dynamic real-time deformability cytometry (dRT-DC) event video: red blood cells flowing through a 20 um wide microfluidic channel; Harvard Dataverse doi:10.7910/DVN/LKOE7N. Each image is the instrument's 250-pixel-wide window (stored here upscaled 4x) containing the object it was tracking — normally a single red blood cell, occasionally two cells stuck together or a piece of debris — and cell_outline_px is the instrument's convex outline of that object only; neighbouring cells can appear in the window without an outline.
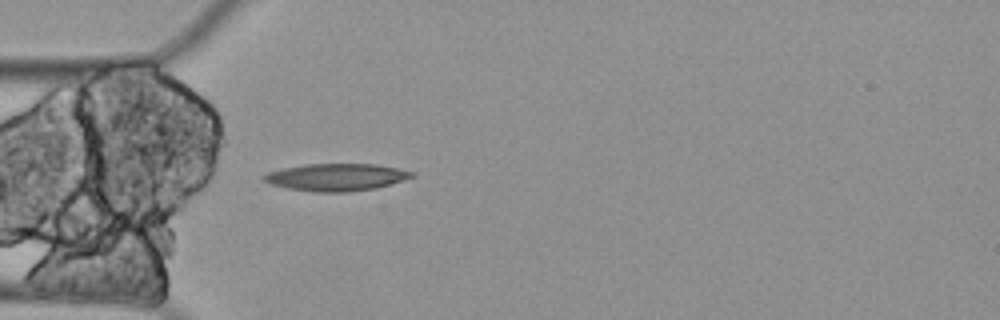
{"species": "Egyptian fruit bat (a non-hibernating species)", "species_latin": "Rousettus aegyptiacus", "temperature_condition": "cold", "stored_images_in_passage": 40, "camera_frame_rate_fps": 3000, "um_per_image_px": 0.085, "animal": {"sex": "female"}, "frame": {"image": 1, "passage_image": 1, "time_ms": 0.0, "image_size_px": [1000, 320], "cell_outline_px": [[416, 176], [392, 184], [376, 188], [348, 192], [316, 192], [288, 188], [268, 184], [260, 176], [268, 172], [284, 168], [304, 164], [376, 164], [416, 172]], "centroid_in_image_um": [28.59, 15.06], "position_along_channel_um": 56.4, "area_um2": 23.7}}
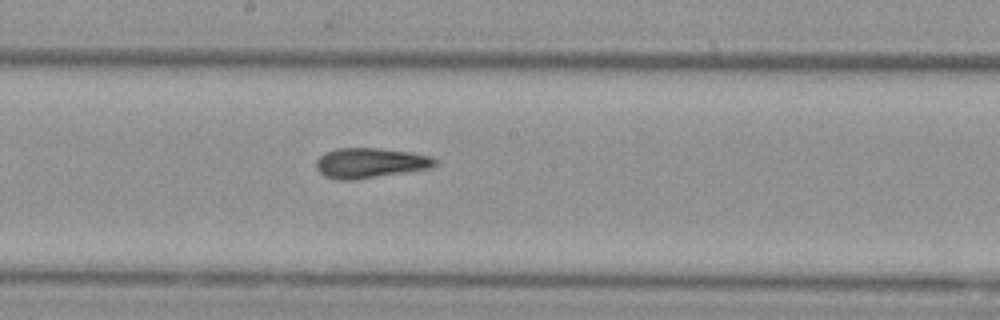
{"frame": {"image": 2, "passage_image": 15, "time_ms": 4.667, "image_size_px": [1000, 320], "cell_outline_px": [[436, 164], [432, 168], [356, 180], [336, 180], [324, 176], [316, 168], [316, 160], [324, 152], [336, 148], [380, 148], [412, 152], [432, 156], [436, 160]], "centroid_in_image_um": [31.46, 13.85], "position_along_channel_um": 216.7, "area_um2": 21.15}}
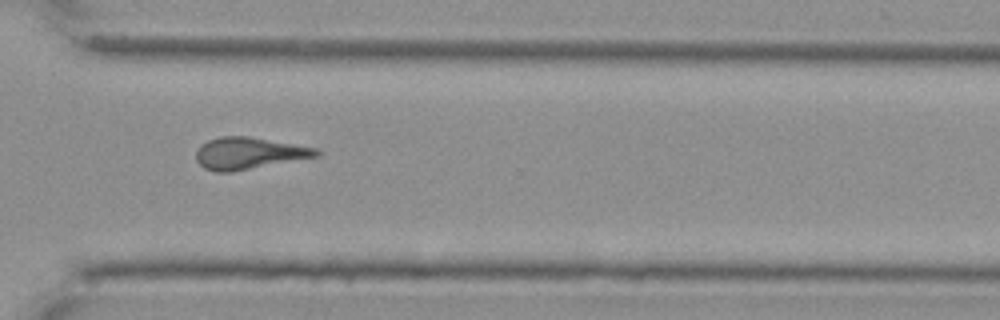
{"frame": {"image": 3, "passage_image": 27, "time_ms": 8.667, "image_size_px": [1000, 320], "cell_outline_px": [[324, 152], [320, 156], [228, 172], [216, 172], [204, 168], [196, 160], [196, 152], [200, 144], [208, 140], [220, 136], [248, 136], [320, 148]], "centroid_in_image_um": [21.19, 13.01], "position_along_channel_um": 349.4, "area_um2": 22.43}, "authors_computed_cell_mechanics": {"area_um2": 21.7906, "velocity_mm_per_s": 3.3242, "shape_relaxation_time_tau1_ms": null, "shape_relaxation_time_tau2_ms": 9.5169, "deformation_change_tau1": null, "deformation_change_tau2": 0.2259}}